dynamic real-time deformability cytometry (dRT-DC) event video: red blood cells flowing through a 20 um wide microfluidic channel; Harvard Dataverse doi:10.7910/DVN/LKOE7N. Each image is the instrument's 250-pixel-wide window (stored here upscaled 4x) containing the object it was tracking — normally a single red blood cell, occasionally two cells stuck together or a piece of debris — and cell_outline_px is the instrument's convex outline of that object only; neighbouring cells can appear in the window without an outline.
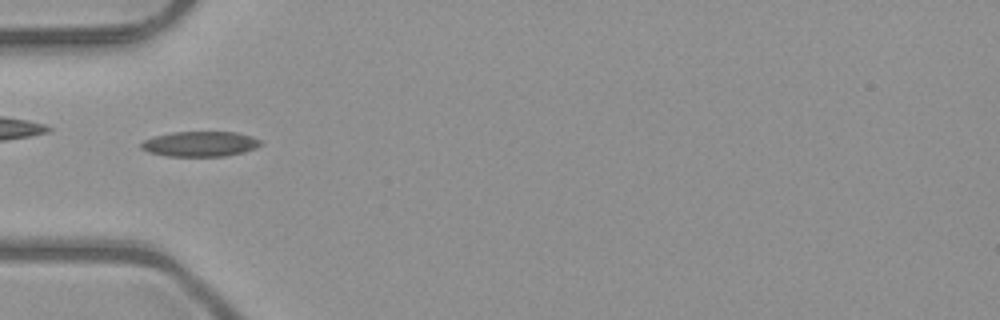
{"species": "common noctule bat (a hibernating species)", "species_latin": "Nyctalus noctula", "temperature_condition": "room temperature", "stored_images_in_passage": 38, "camera_frame_rate_fps": 3000, "um_per_image_px": 0.085, "animal": {"sex": "male", "body_mass_g": 23.1, "forearm_length_mm": 52.7}, "frame": {"image": 1, "passage_image": 4, "time_ms": 1.0, "image_size_px": [1000, 320], "cell_outline_px": [[260, 144], [256, 148], [244, 152], [224, 156], [168, 156], [148, 152], [140, 148], [140, 144], [144, 140], [156, 136], [172, 132], [236, 132], [252, 136], [260, 140]], "centroid_in_image_um": [17.0, 12.23], "position_along_channel_um": 68.0, "area_um2": 17.46}}
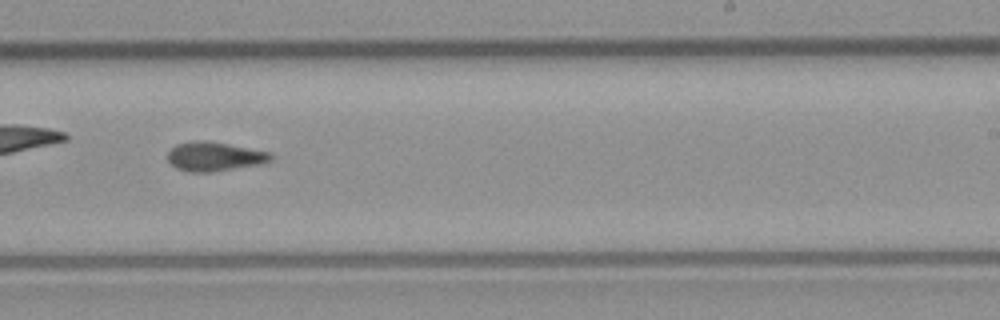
{"frame": {"image": 2, "passage_image": 19, "time_ms": 6.0, "image_size_px": [1000, 320], "cell_outline_px": [[276, 156], [272, 160], [256, 164], [208, 172], [192, 172], [176, 168], [168, 160], [168, 152], [176, 144], [196, 140], [208, 140], [272, 152]], "centroid_in_image_um": [18.24, 13.27], "position_along_channel_um": 270.8, "area_um2": 17.4}}
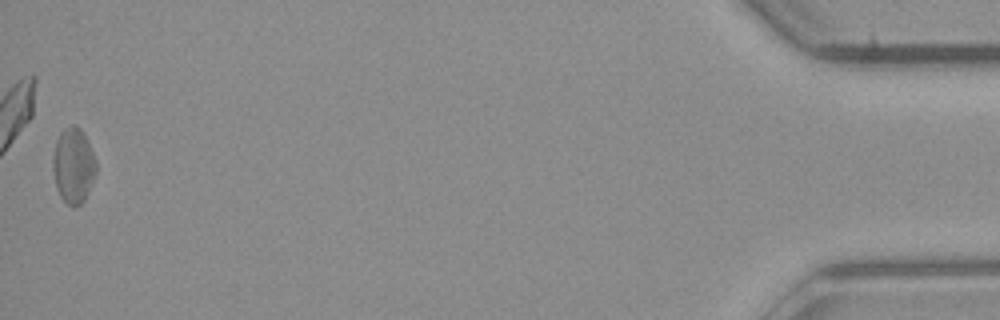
{"frame": {"image": 3, "passage_image": 38, "time_ms": 12.333, "image_size_px": [1000, 320], "cell_outline_px": [[96, 172], [88, 192], [84, 200], [80, 204], [72, 208], [60, 196], [56, 188], [52, 168], [52, 160], [56, 140], [60, 132], [64, 128], [72, 124], [80, 128], [84, 132], [96, 160]], "centroid_in_image_um": [6.23, 14.06], "position_along_channel_um": 429.0, "area_um2": 19.13}, "authors_computed_cell_mechanics": {"area_um2": 17.3978, "velocity_mm_per_s": 4.0424, "shape_relaxation_time_tau1_ms": null, "shape_relaxation_time_tau2_ms": 4.394, "deformation_change_tau1": null, "deformation_change_tau2": 0.1102}}